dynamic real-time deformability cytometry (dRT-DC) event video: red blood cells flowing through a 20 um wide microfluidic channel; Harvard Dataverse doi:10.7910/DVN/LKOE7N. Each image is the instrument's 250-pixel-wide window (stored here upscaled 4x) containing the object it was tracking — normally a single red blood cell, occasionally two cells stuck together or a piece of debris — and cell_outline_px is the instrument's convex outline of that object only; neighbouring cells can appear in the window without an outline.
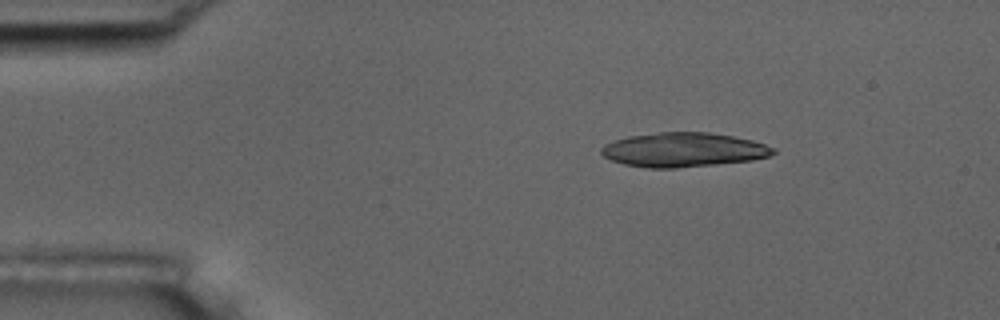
{"species": "common noctule bat (a hibernating species)", "species_latin": "Nyctalus noctula", "temperature_condition": "room temperature", "stored_images_in_passage": 4, "camera_frame_rate_fps": 3000, "um_per_image_px": 0.085, "animal": {"sex": "male", "body_mass_g": 17.5, "forearm_length_mm": 52.3}, "frame": {"image": 1, "passage_image": 2, "time_ms": 1.333, "image_size_px": [1000, 320], "cell_outline_px": [[776, 152], [768, 156], [752, 160], [676, 168], [648, 168], [624, 164], [612, 160], [604, 156], [600, 152], [600, 148], [604, 144], [612, 140], [628, 136], [660, 132], [708, 132], [732, 136], [752, 140], [776, 148]], "centroid_in_image_um": [58.06, 12.73], "position_along_channel_um": 26.9, "area_um2": 34.33}}